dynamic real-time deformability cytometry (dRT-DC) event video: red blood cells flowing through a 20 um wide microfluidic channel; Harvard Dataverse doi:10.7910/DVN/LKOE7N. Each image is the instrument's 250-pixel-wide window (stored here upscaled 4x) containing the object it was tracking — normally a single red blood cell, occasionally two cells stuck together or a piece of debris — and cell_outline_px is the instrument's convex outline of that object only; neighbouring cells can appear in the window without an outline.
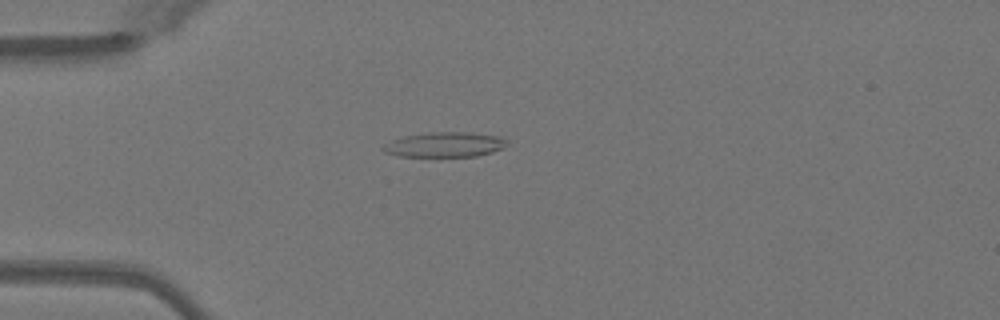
{"species": "Egyptian fruit bat (a non-hibernating species)", "species_latin": "Rousettus aegyptiacus", "temperature_condition": "warm", "stored_images_in_passage": 37, "camera_frame_rate_fps": 3000, "um_per_image_px": 0.085, "animal": {"sex": "female"}, "frame": {"image": 1, "passage_image": 1, "time_ms": 0.0, "image_size_px": [1000, 320], "cell_outline_px": [[508, 140], [504, 148], [492, 152], [476, 156], [400, 156], [384, 152], [380, 148], [384, 144], [392, 140], [404, 136], [432, 132], [472, 132], [500, 136]], "centroid_in_image_um": [37.83, 12.28], "position_along_channel_um": 47.2, "area_um2": 18.03}}
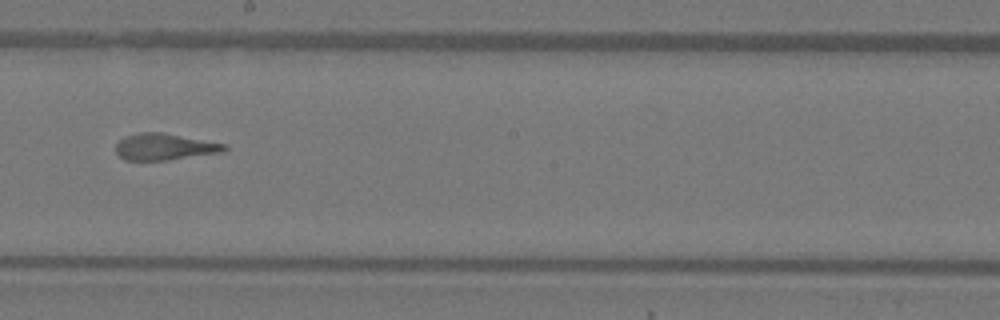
{"frame": {"image": 2, "passage_image": 16, "time_ms": 5.0, "image_size_px": [1000, 320], "cell_outline_px": [[228, 148], [224, 152], [168, 160], [124, 160], [116, 152], [116, 144], [120, 140], [128, 136], [140, 132], [160, 132], [228, 144]], "centroid_in_image_um": [14.03, 12.48], "position_along_channel_um": 234.2, "area_um2": 16.76}}
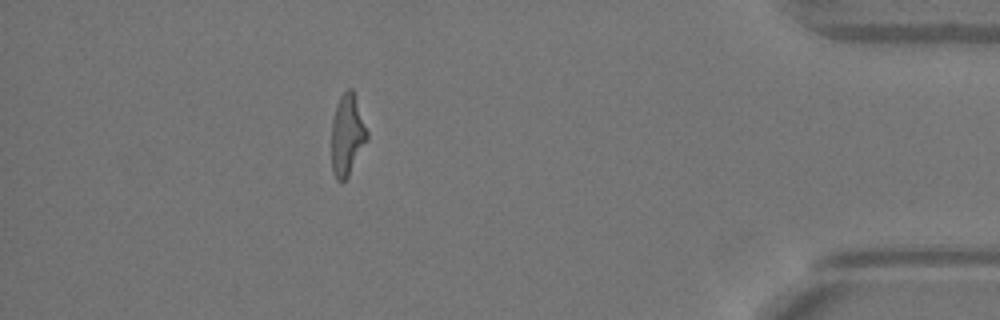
{"frame": {"image": 3, "passage_image": 32, "time_ms": 10.333, "image_size_px": [1000, 320], "cell_outline_px": [[368, 140], [348, 176], [340, 184], [336, 180], [332, 168], [332, 120], [340, 96], [348, 88], [352, 88], [368, 132]], "centroid_in_image_um": [29.52, 11.5], "position_along_channel_um": 405.7, "area_um2": 16.7}, "authors_computed_cell_mechanics": {"area_um2": 17.1088, "velocity_mm_per_s": 4.0958, "shape_relaxation_time_tau1_ms": 10.8057, "shape_relaxation_time_tau2_ms": 0.7793, "deformation_change_tau1": 0.3497, "deformation_change_tau2": 0.1022}}